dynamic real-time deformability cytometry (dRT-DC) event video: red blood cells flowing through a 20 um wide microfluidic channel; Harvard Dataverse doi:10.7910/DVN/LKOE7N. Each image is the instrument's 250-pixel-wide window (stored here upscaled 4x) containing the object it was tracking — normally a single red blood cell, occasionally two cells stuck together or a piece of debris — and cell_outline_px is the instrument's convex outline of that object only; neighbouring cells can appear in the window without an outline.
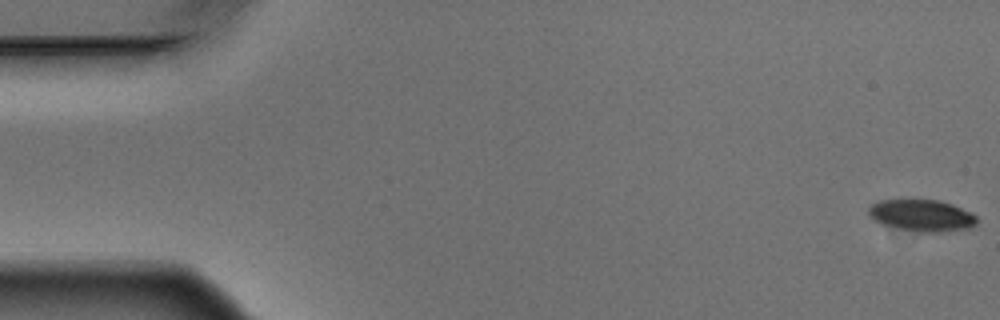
{"species": "Egyptian fruit bat (a non-hibernating species)", "species_latin": "Rousettus aegyptiacus", "temperature_condition": "warm", "stored_images_in_passage": 7, "camera_frame_rate_fps": 3000, "um_per_image_px": 0.085, "animal": {"sex": "male"}, "frame": {"image": 1, "passage_image": 1, "time_ms": 0.0, "image_size_px": [1000, 320], "cell_outline_px": [[976, 224], [968, 228], [936, 232], [920, 232], [880, 224], [868, 216], [868, 208], [872, 204], [880, 200], [940, 200], [952, 204], [972, 212], [976, 216]], "centroid_in_image_um": [78.33, 18.3], "position_along_channel_um": 6.7, "area_um2": 19.94}}
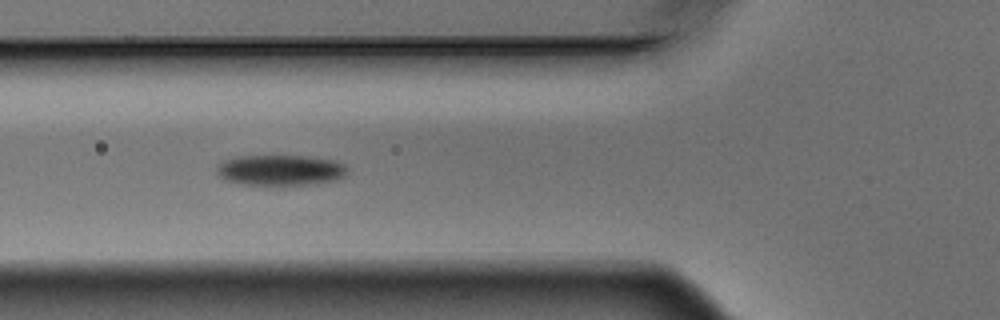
{"frame": {"image": 2, "passage_image": 6, "time_ms": 1.667, "image_size_px": [1000, 320], "cell_outline_px": [[348, 176], [336, 180], [316, 184], [240, 184], [224, 180], [216, 176], [216, 164], [224, 160], [236, 156], [308, 156], [336, 160], [344, 164], [348, 168]], "centroid_in_image_um": [23.84, 14.46], "position_along_channel_um": 102.0, "area_um2": 23.76}}
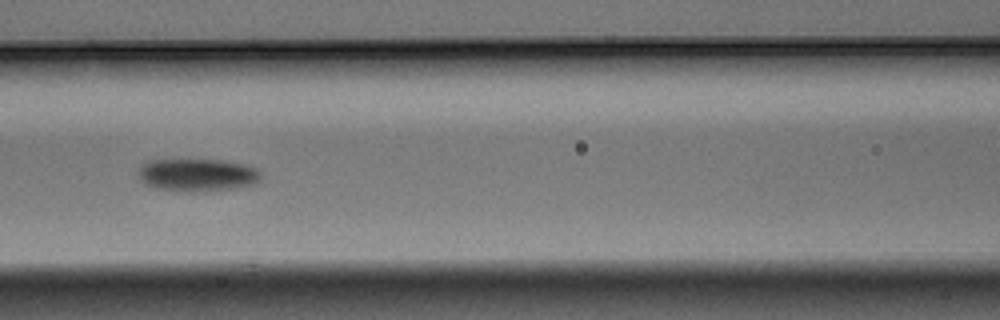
{"frame": {"image": 3, "passage_image": 7, "time_ms": 2.0, "image_size_px": [1000, 320], "cell_outline_px": [[260, 180], [256, 184], [240, 188], [204, 192], [176, 192], [156, 188], [144, 184], [140, 180], [136, 172], [148, 160], [224, 160], [248, 164], [260, 168]], "centroid_in_image_um": [16.82, 14.89], "position_along_channel_um": 149.8, "area_um2": 24.22}}